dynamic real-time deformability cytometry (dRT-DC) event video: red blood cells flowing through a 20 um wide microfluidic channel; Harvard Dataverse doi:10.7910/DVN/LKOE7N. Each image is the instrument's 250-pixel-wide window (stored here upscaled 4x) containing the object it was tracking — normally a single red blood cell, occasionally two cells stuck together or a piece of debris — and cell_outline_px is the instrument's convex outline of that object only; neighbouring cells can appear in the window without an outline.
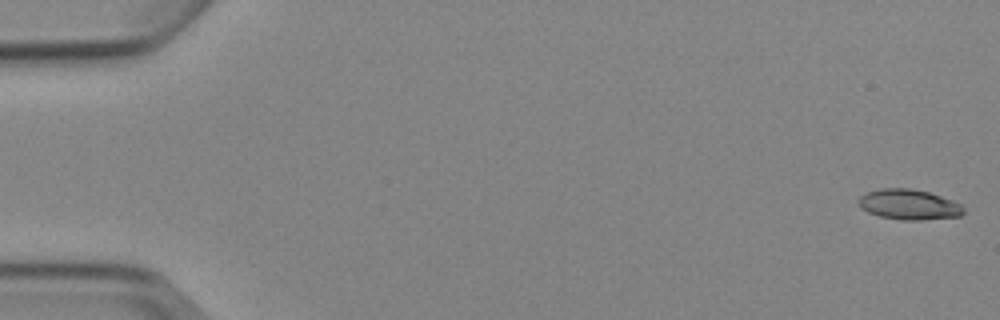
{"species": "Egyptian fruit bat (a non-hibernating species)", "species_latin": "Rousettus aegyptiacus", "temperature_condition": "cold", "stored_images_in_passage": 6, "camera_frame_rate_fps": 3000, "um_per_image_px": 0.085, "animal": {"sex": "female"}, "frame": {"image": 1, "passage_image": 1, "time_ms": 0.0, "image_size_px": [1000, 320], "cell_outline_px": [[964, 212], [960, 216], [920, 220], [900, 220], [880, 216], [868, 212], [860, 208], [856, 200], [860, 196], [868, 192], [880, 188], [912, 188], [928, 192], [952, 200], [960, 204], [964, 208]], "centroid_in_image_um": [77.22, 17.38], "position_along_channel_um": 7.8, "area_um2": 18.61}}
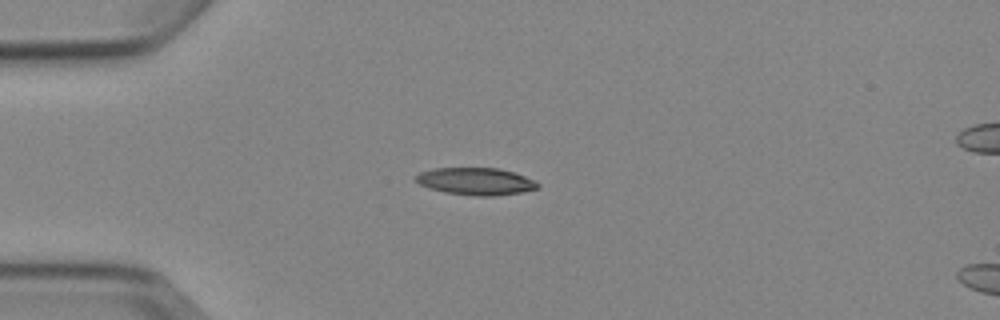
{"frame": {"image": 2, "passage_image": 4, "time_ms": 4.333, "image_size_px": [1000, 320], "cell_outline_px": [[540, 184], [536, 188], [524, 192], [492, 196], [476, 196], [444, 192], [428, 188], [420, 184], [416, 180], [416, 176], [420, 172], [432, 168], [500, 168], [536, 180]], "centroid_in_image_um": [40.45, 15.41], "position_along_channel_um": 44.6, "area_um2": 19.36}}
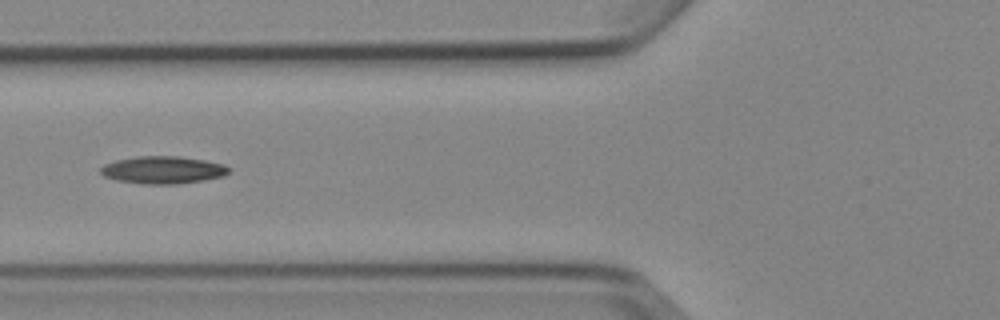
{"frame": {"image": 3, "passage_image": 6, "time_ms": 6.667, "image_size_px": [1000, 320], "cell_outline_px": [[232, 172], [224, 176], [204, 180], [176, 184], [140, 184], [116, 180], [104, 176], [100, 172], [100, 168], [104, 164], [116, 160], [136, 156], [180, 156], [204, 160], [224, 164]], "centroid_in_image_um": [13.85, 14.44], "position_along_channel_um": 112.0, "area_um2": 20.69}}